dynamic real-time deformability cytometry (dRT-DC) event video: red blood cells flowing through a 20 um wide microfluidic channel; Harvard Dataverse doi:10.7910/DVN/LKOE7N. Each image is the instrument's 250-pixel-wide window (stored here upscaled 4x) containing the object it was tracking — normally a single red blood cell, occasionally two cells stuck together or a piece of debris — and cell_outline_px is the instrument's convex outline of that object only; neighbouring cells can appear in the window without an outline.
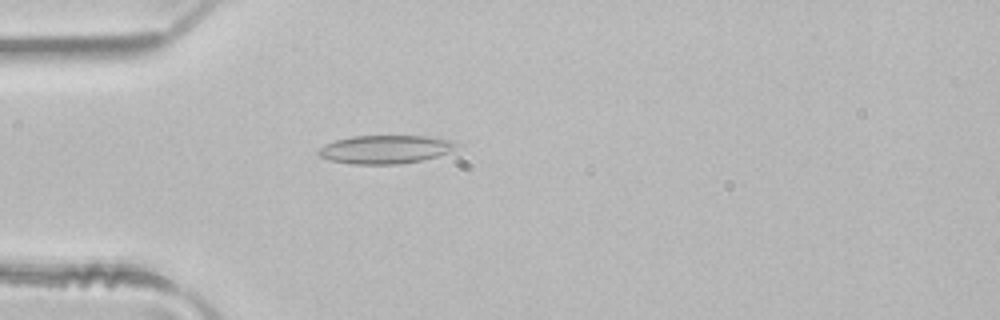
{"species": "common noctule bat (a hibernating species)", "species_latin": "Nyctalus noctula", "temperature_condition": "room temperature", "stored_images_in_passage": 33, "camera_frame_rate_fps": 3000, "um_per_image_px": 0.085, "animal": {"sex": "male", "body_mass_g": 21.5, "forearm_length_mm": 52.0}, "frame": {"image": 1, "passage_image": 2, "time_ms": 0.333, "image_size_px": [1000, 320], "cell_outline_px": [[456, 144], [448, 152], [436, 156], [420, 160], [396, 164], [352, 164], [332, 160], [320, 156], [316, 152], [320, 148], [336, 140], [352, 136], [428, 136], [452, 140]], "centroid_in_image_um": [32.72, 12.69], "position_along_channel_um": 52.3, "area_um2": 22.31}}
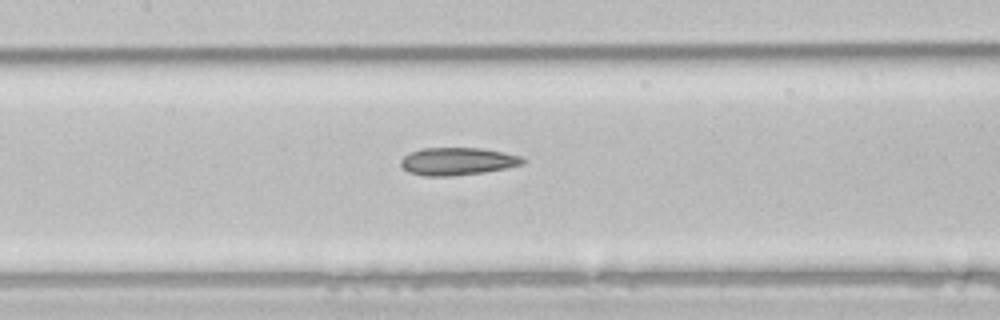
{"frame": {"image": 2, "passage_image": 11, "time_ms": 3.333, "image_size_px": [1000, 320], "cell_outline_px": [[524, 164], [484, 172], [452, 176], [424, 176], [408, 172], [400, 164], [400, 160], [404, 156], [420, 148], [484, 148], [504, 152], [520, 156], [524, 160]], "centroid_in_image_um": [38.87, 13.71], "position_along_channel_um": 168.5, "area_um2": 19.59}}
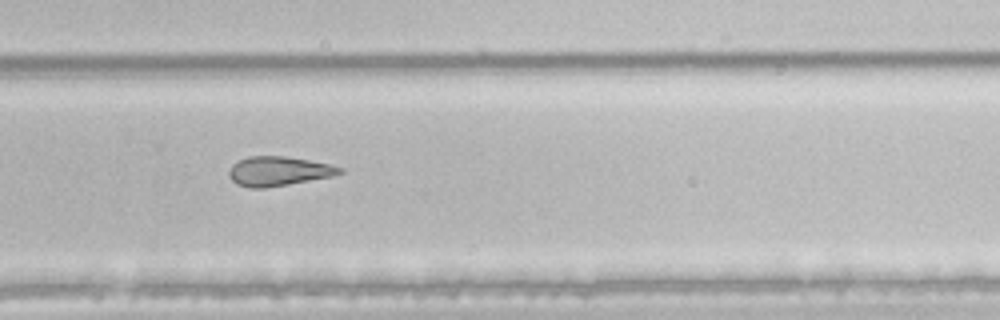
{"frame": {"image": 3, "passage_image": 21, "time_ms": 6.667, "image_size_px": [1000, 320], "cell_outline_px": [[344, 172], [332, 176], [288, 184], [264, 188], [248, 188], [236, 184], [228, 176], [228, 172], [232, 164], [248, 156], [284, 156], [308, 160], [328, 164], [344, 168]], "centroid_in_image_um": [23.64, 14.55], "position_along_channel_um": 306.2, "area_um2": 18.9}, "authors_computed_cell_mechanics": {"area_um2": 20.0566, "velocity_mm_per_s": 4.1458, "shape_relaxation_time_tau1_ms": null, "shape_relaxation_time_tau2_ms": 5.9956, "deformation_change_tau1": null, "deformation_change_tau2": 0.1563}}